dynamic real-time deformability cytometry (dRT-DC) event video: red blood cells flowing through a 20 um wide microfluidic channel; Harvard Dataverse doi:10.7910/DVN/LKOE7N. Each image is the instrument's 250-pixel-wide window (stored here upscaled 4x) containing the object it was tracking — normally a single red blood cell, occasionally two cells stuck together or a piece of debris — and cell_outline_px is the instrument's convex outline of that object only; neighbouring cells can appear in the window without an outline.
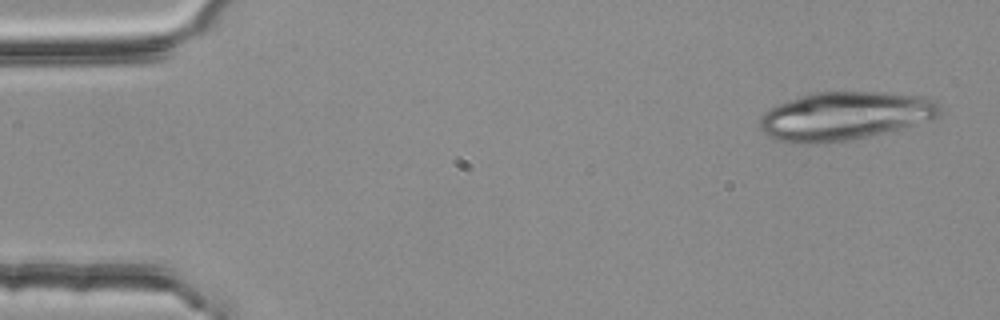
{"species": "common noctule bat (a hibernating species)", "species_latin": "Nyctalus noctula", "temperature_condition": "room temperature", "stored_images_in_passage": 4, "camera_frame_rate_fps": 3000, "um_per_image_px": 0.085, "animal": {"sex": "female", "body_mass_g": 25.1}, "frame": {"image": 1, "passage_image": 1, "time_ms": 0.0, "image_size_px": [1000, 320], "cell_outline_px": [[940, 116], [900, 128], [848, 140], [812, 144], [788, 144], [776, 140], [760, 128], [760, 116], [764, 112], [780, 104], [800, 96], [812, 92], [880, 92], [924, 96], [936, 100], [940, 104]], "centroid_in_image_um": [71.79, 9.85], "position_along_channel_um": 13.2, "area_um2": 50.4}}